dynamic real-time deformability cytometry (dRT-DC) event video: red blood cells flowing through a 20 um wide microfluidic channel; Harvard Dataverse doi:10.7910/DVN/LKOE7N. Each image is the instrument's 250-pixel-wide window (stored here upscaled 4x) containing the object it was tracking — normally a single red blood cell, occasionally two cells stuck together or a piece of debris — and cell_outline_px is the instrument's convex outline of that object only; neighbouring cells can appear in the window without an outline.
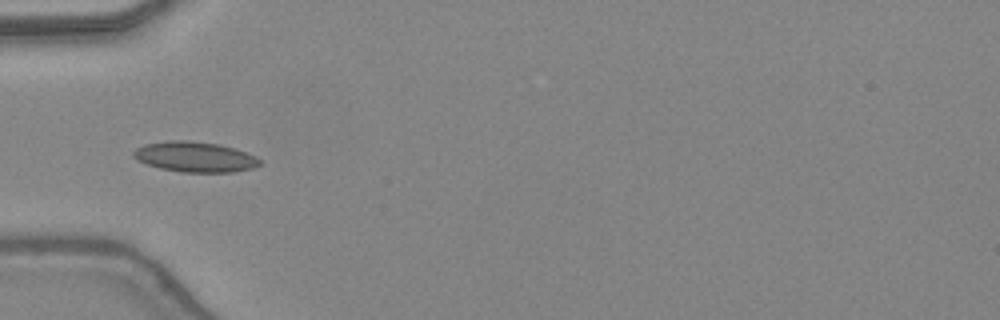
{"species": "common noctule bat (a hibernating species)", "species_latin": "Nyctalus noctula", "temperature_condition": "warm", "stored_images_in_passage": 13, "camera_frame_rate_fps": 3000, "um_per_image_px": 0.085, "animal": {"sex": "female", "body_mass_g": 24.6, "forearm_length_mm": 56.2}, "frame": {"image": 1, "passage_image": 1, "time_ms": 0.0, "image_size_px": [1000, 320], "cell_outline_px": [[260, 164], [252, 168], [232, 172], [180, 172], [160, 168], [148, 164], [132, 156], [132, 152], [136, 148], [144, 144], [168, 140], [188, 140], [220, 144], [236, 148], [256, 156], [260, 160]], "centroid_in_image_um": [16.57, 13.32], "position_along_channel_um": 68.4, "area_um2": 22.37}}
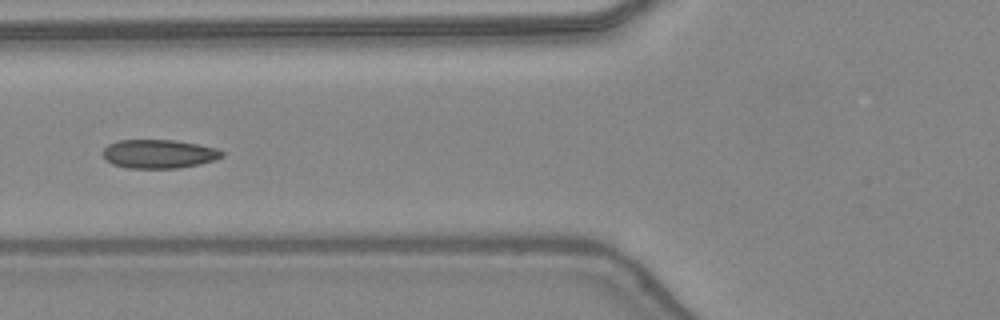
{"frame": {"image": 2, "passage_image": 4, "time_ms": 1.0, "image_size_px": [1000, 320], "cell_outline_px": [[224, 156], [216, 160], [200, 164], [176, 168], [128, 168], [112, 164], [104, 160], [104, 148], [108, 144], [116, 140], [176, 140], [216, 148], [224, 152]], "centroid_in_image_um": [13.5, 13.08], "position_along_channel_um": 112.3, "area_um2": 20.06}}